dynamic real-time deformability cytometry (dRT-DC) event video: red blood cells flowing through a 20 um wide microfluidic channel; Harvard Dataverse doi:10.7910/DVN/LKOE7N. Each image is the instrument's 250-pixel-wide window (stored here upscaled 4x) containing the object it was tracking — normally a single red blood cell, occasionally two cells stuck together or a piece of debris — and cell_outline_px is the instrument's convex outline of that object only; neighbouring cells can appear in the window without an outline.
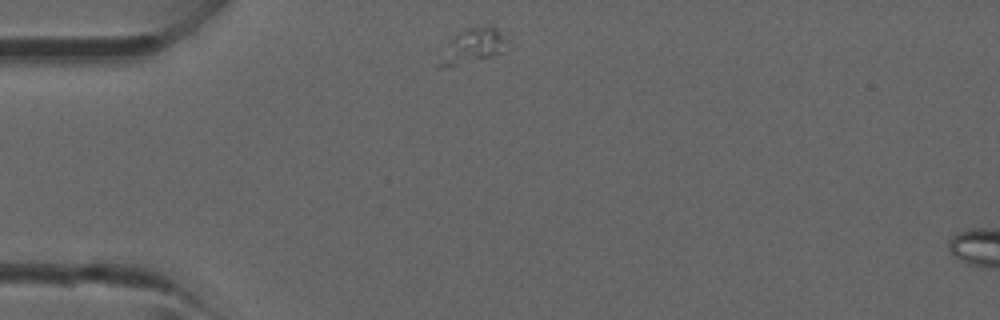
{"species": "common noctule bat (a hibernating species)", "species_latin": "Nyctalus noctula", "temperature_condition": "room temperature", "stored_images_in_passage": 2, "camera_frame_rate_fps": 3000, "um_per_image_px": 0.085, "animal": {"sex": "male", "forearm_length_mm": 52.5}, "frame": {"image": 1, "passage_image": 1, "time_ms": 0.0, "image_size_px": [1000, 320], "cell_outline_px": [[512, 48], [488, 56], [440, 68], [436, 68], [436, 64], [452, 36], [464, 28], [488, 24], [492, 24], [508, 40]], "centroid_in_image_um": [40.22, 3.84], "position_along_channel_um": 44.8, "area_um2": 13.76}}